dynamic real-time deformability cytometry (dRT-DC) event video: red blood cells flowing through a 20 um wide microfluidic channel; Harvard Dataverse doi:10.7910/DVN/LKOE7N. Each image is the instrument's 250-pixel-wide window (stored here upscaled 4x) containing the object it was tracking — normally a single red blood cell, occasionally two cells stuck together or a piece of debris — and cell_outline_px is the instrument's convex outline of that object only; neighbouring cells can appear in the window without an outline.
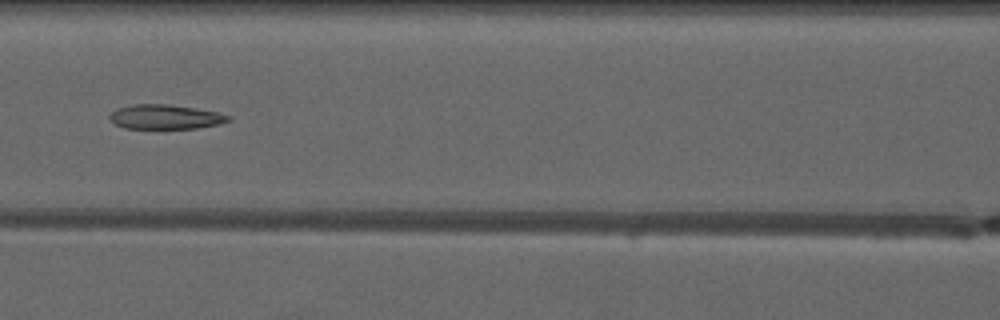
{"species": "common noctule bat (a hibernating species)", "species_latin": "Nyctalus noctula", "temperature_condition": "warm", "stored_images_in_passage": 7, "camera_frame_rate_fps": 3000, "um_per_image_px": 0.085, "animal": {"sex": "male", "forearm_length_mm": 52.5}, "frame": {"image": 1, "passage_image": 7, "time_ms": 7.0, "image_size_px": [1000, 320], "cell_outline_px": [[232, 120], [220, 124], [196, 128], [124, 128], [116, 124], [108, 116], [116, 108], [132, 104], [168, 104], [196, 108], [220, 112], [232, 116]], "centroid_in_image_um": [14.11, 9.92], "position_along_channel_um": 152.5, "area_um2": 17.05}}